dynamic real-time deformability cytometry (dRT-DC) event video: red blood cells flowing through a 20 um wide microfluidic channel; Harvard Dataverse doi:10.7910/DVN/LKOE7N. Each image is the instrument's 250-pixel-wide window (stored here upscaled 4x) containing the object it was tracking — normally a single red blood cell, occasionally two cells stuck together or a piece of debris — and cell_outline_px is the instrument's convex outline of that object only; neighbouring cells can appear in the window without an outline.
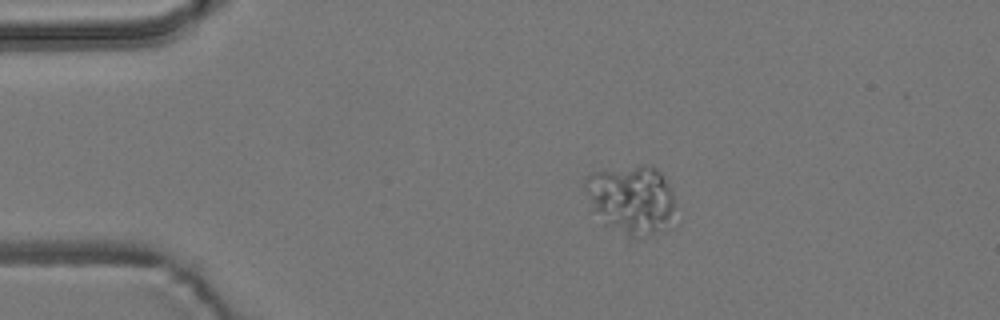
{"species": "common noctule bat (a hibernating species)", "species_latin": "Nyctalus noctula", "temperature_condition": "room temperature", "stored_images_in_passage": 18, "camera_frame_rate_fps": 3000, "um_per_image_px": 0.085, "animal": {"sex": "male", "body_mass_g": 19.2, "forearm_length_mm": 51.8}, "frame": {"image": 1, "passage_image": 8, "time_ms": 2.333, "image_size_px": [1000, 320], "cell_outline_px": [[676, 204], [672, 228], [636, 240], [628, 240], [604, 224], [588, 212], [584, 188], [584, 176], [592, 172], [640, 164], [644, 164], [656, 168], [668, 180], [672, 188]], "centroid_in_image_um": [53.65, 17.03], "position_along_channel_um": 31.4, "area_um2": 38.67}}
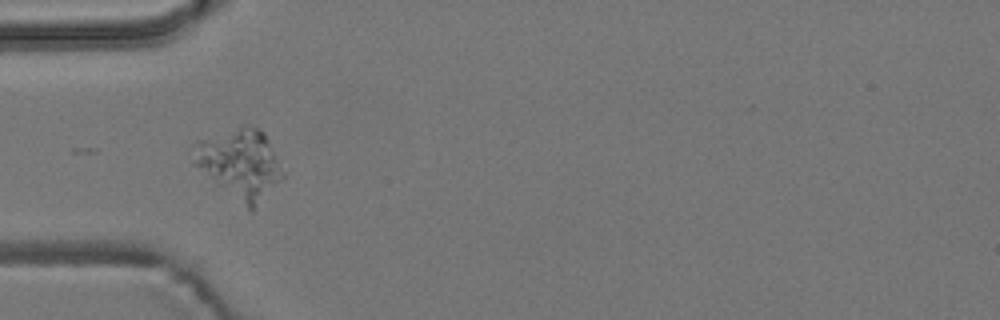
{"frame": {"image": 2, "passage_image": 15, "time_ms": 4.667, "image_size_px": [1000, 320], "cell_outline_px": [[284, 176], [252, 212], [216, 184], [192, 164], [188, 148], [196, 140], [240, 124], [256, 128], [264, 136]], "centroid_in_image_um": [20.25, 13.9], "position_along_channel_um": 64.7, "area_um2": 36.01}}
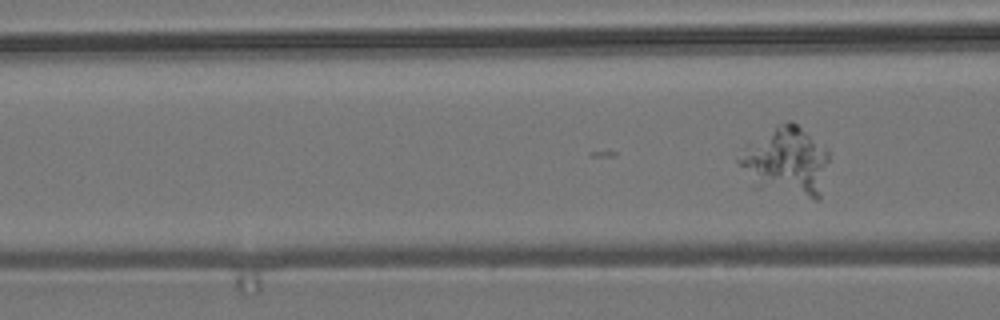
{"frame": {"image": 3, "passage_image": 18, "time_ms": 5.667, "image_size_px": [1000, 320], "cell_outline_px": [[828, 160], [820, 200], [816, 200], [752, 188], [736, 160], [744, 148], [776, 124], [788, 120], [792, 120], [828, 152]], "centroid_in_image_um": [66.78, 13.78], "position_along_channel_um": 99.8, "area_um2": 36.24}}